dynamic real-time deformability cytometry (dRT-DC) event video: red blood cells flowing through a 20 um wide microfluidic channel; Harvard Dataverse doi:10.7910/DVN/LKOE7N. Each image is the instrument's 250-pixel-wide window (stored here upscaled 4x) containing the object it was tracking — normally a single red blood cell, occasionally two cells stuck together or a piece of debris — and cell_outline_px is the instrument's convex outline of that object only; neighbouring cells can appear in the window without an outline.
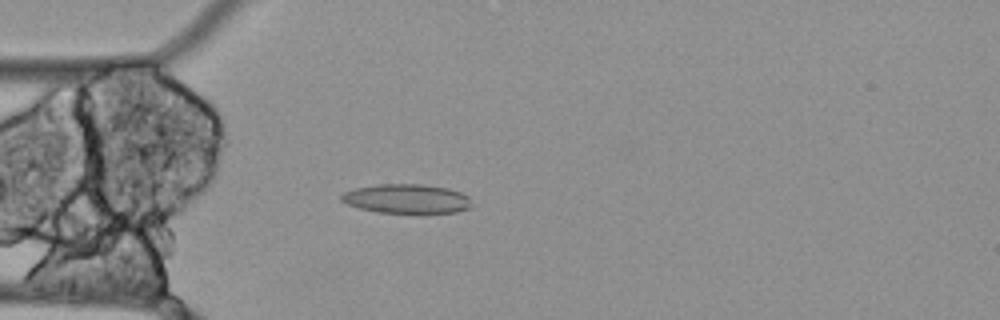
{"species": "Egyptian fruit bat (a non-hibernating species)", "species_latin": "Rousettus aegyptiacus", "temperature_condition": "cold", "stored_images_in_passage": 57, "camera_frame_rate_fps": 3000, "um_per_image_px": 0.085, "animal": {"sex": "female"}, "frame": {"image": 1, "passage_image": 16, "time_ms": 5.0, "image_size_px": [1000, 320], "cell_outline_px": [[472, 204], [468, 208], [456, 212], [380, 212], [360, 208], [348, 204], [340, 200], [340, 196], [344, 192], [352, 188], [376, 184], [420, 184], [448, 188], [460, 192], [468, 196]], "centroid_in_image_um": [34.53, 16.87], "position_along_channel_um": 50.5, "area_um2": 22.02}}
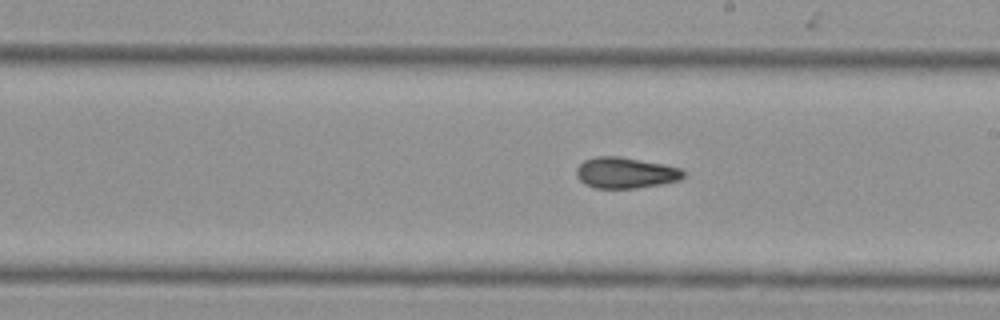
{"frame": {"image": 2, "passage_image": 32, "time_ms": 10.333, "image_size_px": [1000, 320], "cell_outline_px": [[684, 176], [680, 180], [660, 184], [636, 188], [596, 188], [584, 184], [576, 176], [576, 168], [584, 160], [596, 156], [620, 156], [664, 164], [680, 168], [684, 172]], "centroid_in_image_um": [53.15, 14.68], "position_along_channel_um": 235.9, "area_um2": 19.36}}
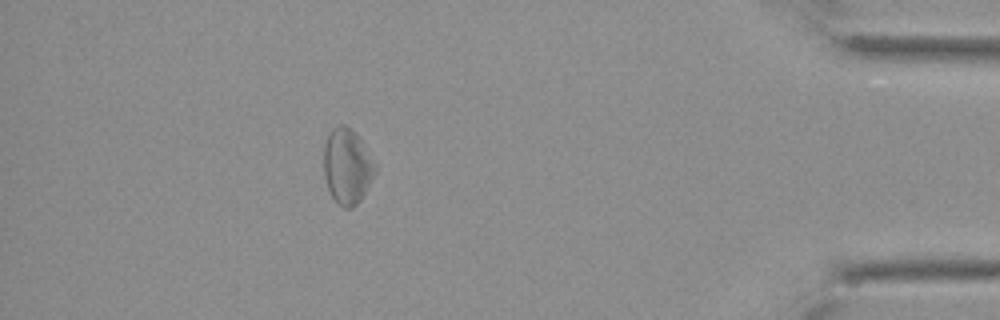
{"frame": {"image": 3, "passage_image": 51, "time_ms": 16.667, "image_size_px": [1000, 320], "cell_outline_px": [[376, 172], [360, 200], [352, 208], [344, 208], [332, 196], [328, 188], [324, 176], [324, 144], [328, 132], [336, 124], [344, 124], [364, 144], [376, 164]], "centroid_in_image_um": [29.5, 14.12], "position_along_channel_um": 405.7, "area_um2": 22.37}}